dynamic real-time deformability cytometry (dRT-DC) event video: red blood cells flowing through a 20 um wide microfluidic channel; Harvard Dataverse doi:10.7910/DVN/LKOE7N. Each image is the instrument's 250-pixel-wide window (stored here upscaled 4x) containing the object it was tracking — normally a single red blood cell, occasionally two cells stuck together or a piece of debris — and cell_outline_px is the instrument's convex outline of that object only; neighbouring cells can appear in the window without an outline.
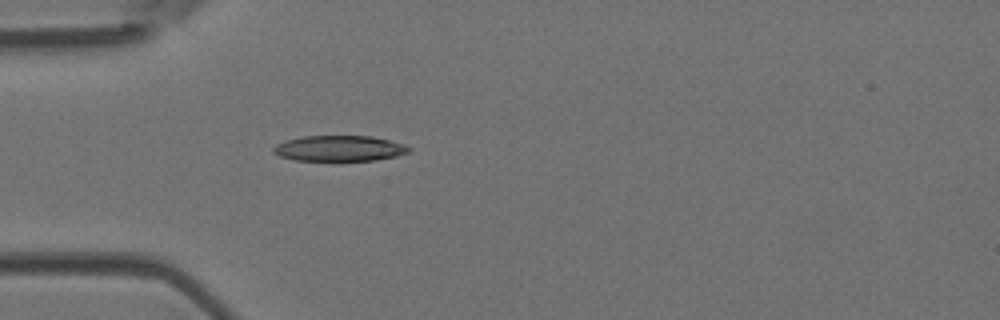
{"species": "Egyptian fruit bat (a non-hibernating species)", "species_latin": "Rousettus aegyptiacus", "temperature_condition": "room temperature", "stored_images_in_passage": 3, "camera_frame_rate_fps": 3000, "um_per_image_px": 0.085, "animal": {"sex": "female"}, "frame": {"image": 1, "passage_image": 3, "time_ms": 0.667, "image_size_px": [1000, 320], "cell_outline_px": [[412, 148], [408, 152], [396, 156], [376, 160], [296, 160], [280, 156], [272, 152], [272, 148], [276, 144], [288, 140], [304, 136], [372, 136], [388, 140]], "centroid_in_image_um": [28.82, 12.61], "position_along_channel_um": 56.2, "area_um2": 19.94}}